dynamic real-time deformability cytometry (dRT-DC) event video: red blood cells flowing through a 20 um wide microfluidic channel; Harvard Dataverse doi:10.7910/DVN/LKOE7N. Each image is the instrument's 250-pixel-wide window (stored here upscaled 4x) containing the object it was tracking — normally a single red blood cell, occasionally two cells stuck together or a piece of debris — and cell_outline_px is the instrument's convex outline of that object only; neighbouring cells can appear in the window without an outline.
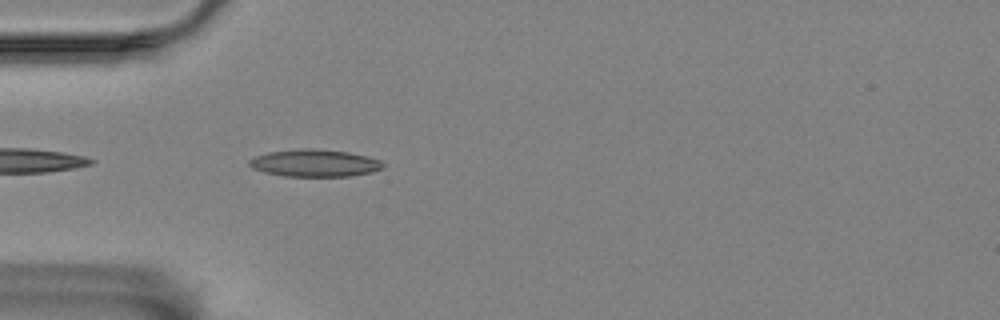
{"species": "Egyptian fruit bat (a non-hibernating species)", "species_latin": "Rousettus aegyptiacus", "temperature_condition": "room temperature", "stored_images_in_passage": 21, "camera_frame_rate_fps": 3000, "um_per_image_px": 0.085, "animal": {"sex": "female"}, "frame": {"image": 1, "passage_image": 2, "time_ms": 0.333, "image_size_px": [1000, 320], "cell_outline_px": [[384, 168], [372, 172], [348, 176], [284, 176], [264, 172], [252, 168], [248, 164], [248, 160], [256, 156], [268, 152], [300, 148], [312, 148], [348, 152], [380, 160], [384, 164]], "centroid_in_image_um": [26.72, 13.86], "position_along_channel_um": 58.3, "area_um2": 21.21}}
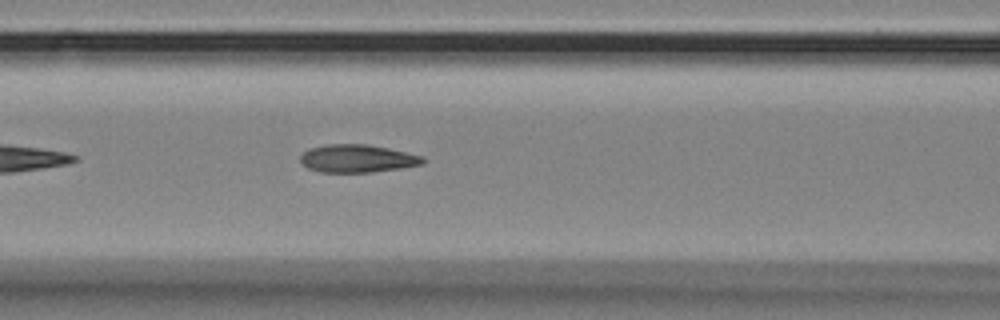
{"frame": {"image": 2, "passage_image": 9, "time_ms": 2.667, "image_size_px": [1000, 320], "cell_outline_px": [[424, 164], [400, 168], [372, 172], [320, 172], [308, 168], [300, 160], [300, 156], [308, 148], [328, 144], [368, 144], [388, 148], [424, 156]], "centroid_in_image_um": [30.38, 13.47], "position_along_channel_um": 136.2, "area_um2": 19.88}}
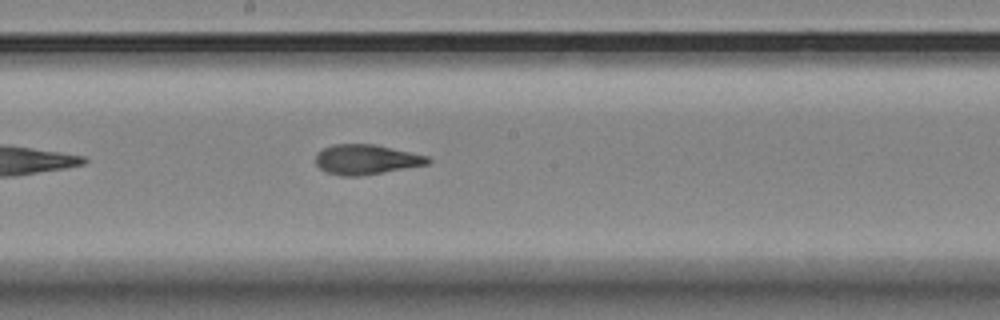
{"frame": {"image": 3, "passage_image": 16, "time_ms": 5.0, "image_size_px": [1000, 320], "cell_outline_px": [[432, 160], [428, 164], [384, 172], [360, 176], [340, 176], [328, 172], [320, 168], [316, 164], [316, 152], [332, 144], [372, 144], [428, 156]], "centroid_in_image_um": [31.1, 13.56], "position_along_channel_um": 217.1, "area_um2": 19.42}}